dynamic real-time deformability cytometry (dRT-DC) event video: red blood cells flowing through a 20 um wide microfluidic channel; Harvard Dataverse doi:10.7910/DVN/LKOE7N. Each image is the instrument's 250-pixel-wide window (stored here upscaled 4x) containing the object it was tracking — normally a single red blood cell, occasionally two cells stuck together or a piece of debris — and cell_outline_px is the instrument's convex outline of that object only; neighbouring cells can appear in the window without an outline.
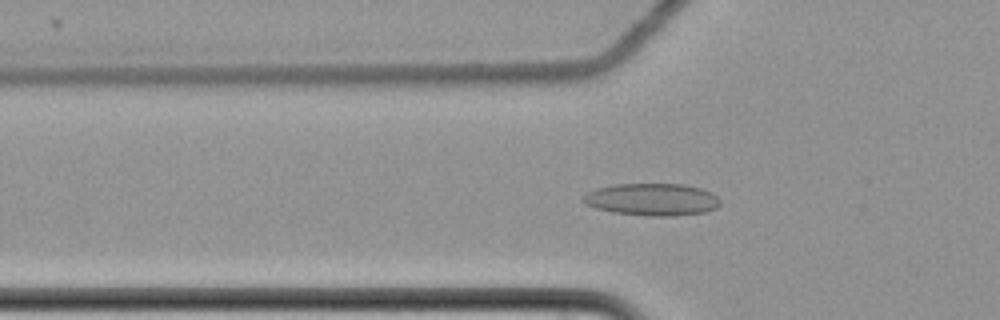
{"species": "common noctule bat (a hibernating species)", "species_latin": "Nyctalus noctula", "temperature_condition": "cold", "stored_images_in_passage": 62, "camera_frame_rate_fps": 3000, "um_per_image_px": 0.085, "animal": {"sex": "female", "body_mass_g": 22.7, "forearm_length_mm": 54.2}, "frame": {"image": 1, "passage_image": 23, "time_ms": 7.333, "image_size_px": [1000, 320], "cell_outline_px": [[720, 204], [716, 208], [704, 212], [672, 216], [652, 216], [612, 212], [596, 208], [584, 204], [580, 200], [580, 196], [596, 188], [616, 184], [684, 184], [700, 188], [712, 192], [720, 200]], "centroid_in_image_um": [55.39, 16.95], "position_along_channel_um": 70.4, "area_um2": 25.89}}
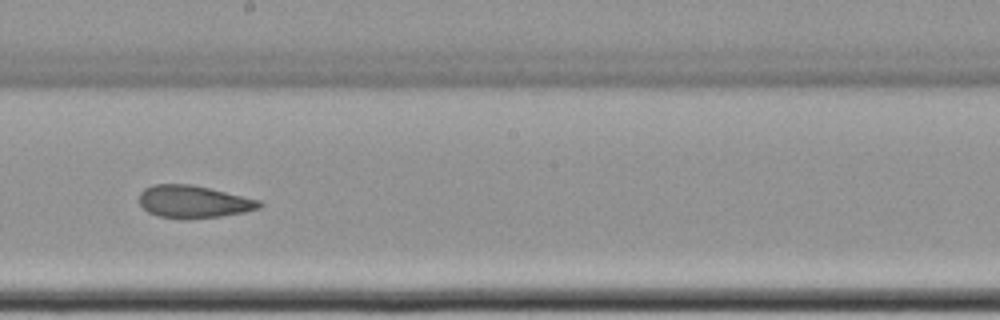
{"frame": {"image": 2, "passage_image": 37, "time_ms": 12.0, "image_size_px": [1000, 320], "cell_outline_px": [[264, 204], [260, 208], [244, 212], [220, 216], [184, 220], [180, 220], [160, 216], [148, 212], [140, 204], [140, 192], [144, 188], [152, 184], [192, 184], [260, 200]], "centroid_in_image_um": [16.44, 17.15], "position_along_channel_um": 231.8, "area_um2": 22.89}}
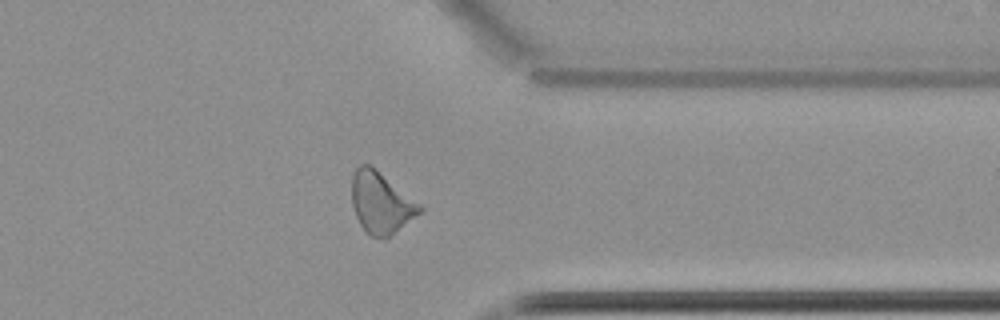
{"frame": {"image": 3, "passage_image": 50, "time_ms": 16.333, "image_size_px": [1000, 320], "cell_outline_px": [[424, 208], [420, 212], [384, 240], [372, 236], [360, 224], [356, 216], [352, 204], [352, 172], [360, 164], [368, 164], [420, 204]], "centroid_in_image_um": [32.34, 17.24], "position_along_channel_um": 379.1, "area_um2": 23.58}, "authors_computed_cell_mechanics": {"area_um2": 24.7384, "velocity_mm_per_s": 3.4918, "shape_relaxation_time_tau1_ms": null, "shape_relaxation_time_tau2_ms": 2.6005, "deformation_change_tau1": null, "deformation_change_tau2": 0.1048}}